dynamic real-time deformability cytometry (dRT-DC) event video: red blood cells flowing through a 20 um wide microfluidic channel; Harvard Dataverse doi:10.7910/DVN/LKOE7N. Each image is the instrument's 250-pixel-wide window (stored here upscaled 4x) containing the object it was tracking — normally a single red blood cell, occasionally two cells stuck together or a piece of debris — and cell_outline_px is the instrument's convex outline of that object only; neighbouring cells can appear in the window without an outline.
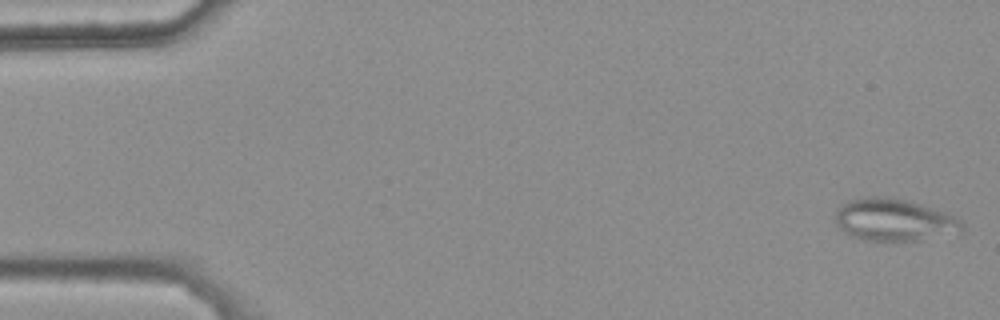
{"species": "common noctule bat (a hibernating species)", "species_latin": "Nyctalus noctula", "temperature_condition": "warm", "stored_images_in_passage": 46, "camera_frame_rate_fps": 3000, "um_per_image_px": 0.085, "animal": {"sex": "female", "body_mass_g": 25.1}, "frame": {"image": 1, "passage_image": 1, "time_ms": 0.0, "image_size_px": [1000, 320], "cell_outline_px": [[964, 232], [916, 240], [860, 240], [844, 232], [836, 224], [836, 212], [840, 204], [848, 200], [868, 196], [888, 196], [920, 204], [932, 208], [952, 216], [960, 220], [964, 224]], "centroid_in_image_um": [75.96, 18.68], "position_along_channel_um": 9.0, "area_um2": 31.04}}
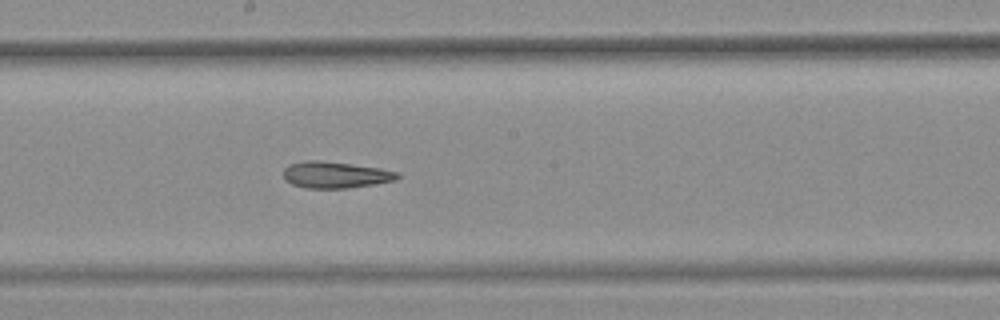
{"frame": {"image": 2, "passage_image": 29, "time_ms": 9.333, "image_size_px": [1000, 320], "cell_outline_px": [[400, 176], [396, 180], [376, 184], [348, 188], [308, 188], [292, 184], [284, 180], [284, 168], [288, 164], [304, 160], [320, 160], [352, 164], [380, 168], [400, 172]], "centroid_in_image_um": [28.52, 14.85], "position_along_channel_um": 219.7, "area_um2": 17.8}}
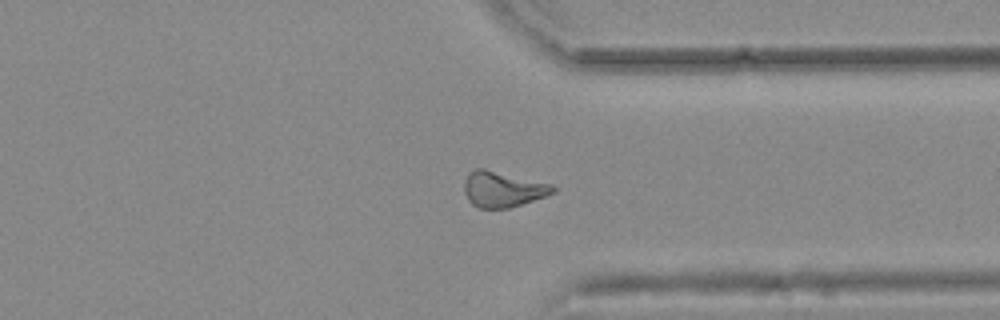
{"frame": {"image": 3, "passage_image": 41, "time_ms": 13.333, "image_size_px": [1000, 320], "cell_outline_px": [[556, 192], [508, 208], [480, 208], [472, 204], [468, 200], [464, 192], [464, 180], [476, 168], [484, 168], [552, 184], [556, 188]], "centroid_in_image_um": [42.72, 16.08], "position_along_channel_um": 368.7, "area_um2": 18.21}, "authors_computed_cell_mechanics": {"area_um2": 18.2648, "velocity_mm_per_s": 3.7367, "shape_relaxation_time_tau1_ms": null, "shape_relaxation_time_tau2_ms": 7.9628, "deformation_change_tau1": null, "deformation_change_tau2": 0.1998}}